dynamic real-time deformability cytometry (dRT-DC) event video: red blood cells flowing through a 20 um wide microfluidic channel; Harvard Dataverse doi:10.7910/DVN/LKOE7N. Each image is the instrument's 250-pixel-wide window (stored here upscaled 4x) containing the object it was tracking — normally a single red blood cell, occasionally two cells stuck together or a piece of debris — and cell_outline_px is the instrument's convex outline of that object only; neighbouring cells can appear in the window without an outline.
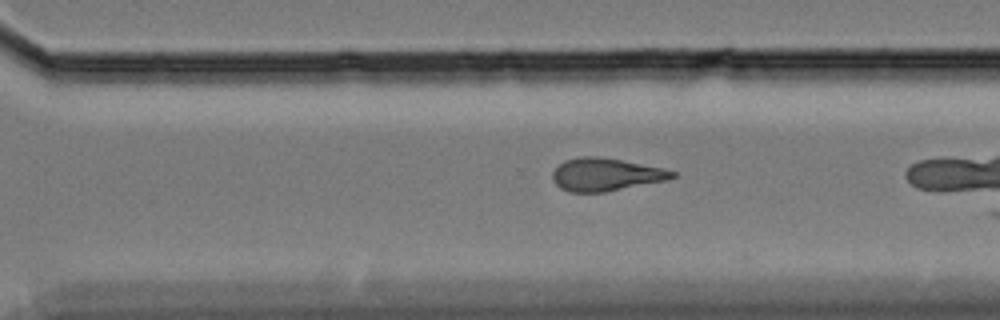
{"species": "Egyptian fruit bat (a non-hibernating species)", "species_latin": "Rousettus aegyptiacus", "temperature_condition": "cold", "stored_images_in_passage": 21, "camera_frame_rate_fps": 3000, "um_per_image_px": 0.085, "animal": {"sex": "female"}, "frame": {"image": 1, "passage_image": 20, "time_ms": 6.333, "image_size_px": [1000, 320], "cell_outline_px": [[676, 176], [668, 180], [604, 192], [568, 192], [560, 188], [552, 180], [552, 172], [564, 160], [584, 156], [596, 156], [620, 160], [664, 168], [676, 172]], "centroid_in_image_um": [51.48, 14.84], "position_along_channel_um": 319.1, "area_um2": 22.83}}